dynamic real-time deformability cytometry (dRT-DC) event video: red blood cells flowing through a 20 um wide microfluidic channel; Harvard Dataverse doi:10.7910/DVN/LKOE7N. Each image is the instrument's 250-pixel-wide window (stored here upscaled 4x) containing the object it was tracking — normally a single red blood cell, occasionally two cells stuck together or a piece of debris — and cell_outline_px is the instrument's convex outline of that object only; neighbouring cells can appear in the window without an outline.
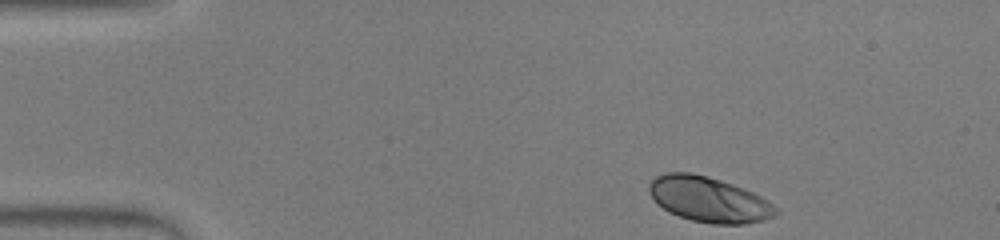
{"species": "human", "species_latin": "Homo sapiens", "temperature_condition": "warm", "stored_images_in_passage": 46, "camera_frame_rate_fps": 3000, "um_per_image_px": 0.085, "donor": {"sex": "male"}, "frame": {"image": 1, "passage_image": 1, "time_ms": 0.0, "image_size_px": [1000, 240], "cell_outline_px": [[780, 212], [764, 220], [744, 224], [712, 224], [692, 220], [668, 212], [648, 192], [648, 184], [656, 176], [668, 172], [692, 172], [708, 176], [732, 184], [752, 192], [760, 196], [772, 204]], "centroid_in_image_um": [60.24, 16.95], "position_along_channel_um": 24.8, "area_um2": 33.18}}
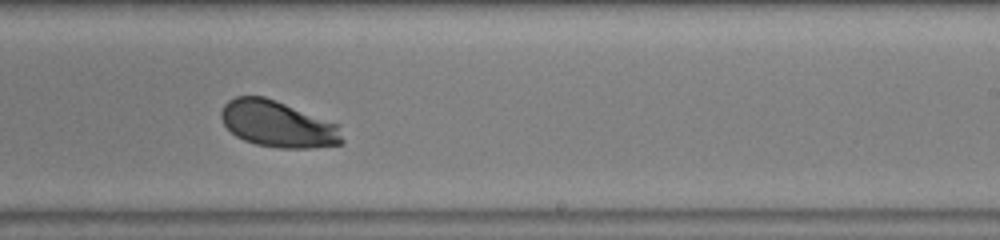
{"frame": {"image": 2, "passage_image": 26, "time_ms": 8.333, "image_size_px": [1000, 240], "cell_outline_px": [[344, 144], [312, 148], [280, 148], [256, 144], [244, 140], [236, 136], [224, 124], [220, 116], [220, 112], [224, 104], [228, 100], [236, 96], [264, 96], [276, 100], [340, 124], [344, 140]], "centroid_in_image_um": [23.66, 10.55], "position_along_channel_um": 265.3, "area_um2": 33.06}}
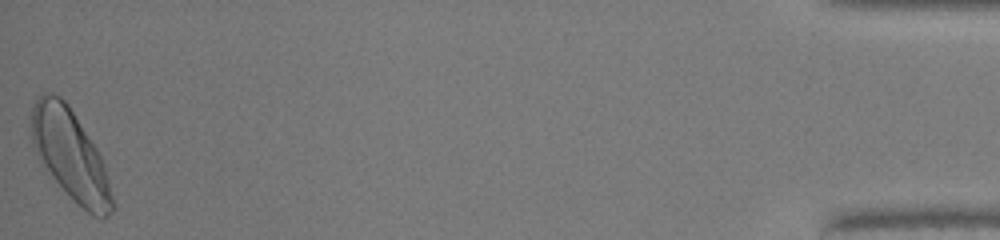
{"frame": {"image": 3, "passage_image": 46, "time_ms": 15.0, "image_size_px": [1000, 240], "cell_outline_px": [[116, 208], [112, 212], [104, 216], [92, 216], [52, 176], [40, 160], [32, 144], [32, 108], [36, 100], [44, 92], [48, 92], [60, 96], [68, 104], [96, 148], [100, 156], [116, 204]], "centroid_in_image_um": [6.0, 13.14], "position_along_channel_um": 429.2, "area_um2": 41.33}, "authors_computed_cell_mechanics": {"area_um2": 33.6685, "velocity_mm_per_s": 3.8792, "shape_relaxation_time_tau1_ms": 1.805, "shape_relaxation_time_tau2_ms": null, "deformation_change_tau1": 0.1234, "deformation_change_tau2": null}}